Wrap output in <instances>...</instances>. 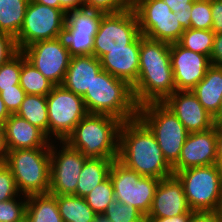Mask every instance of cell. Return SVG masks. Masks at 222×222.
Segmentation results:
<instances>
[{
  "instance_id": "42",
  "label": "cell",
  "mask_w": 222,
  "mask_h": 222,
  "mask_svg": "<svg viewBox=\"0 0 222 222\" xmlns=\"http://www.w3.org/2000/svg\"><path fill=\"white\" fill-rule=\"evenodd\" d=\"M212 65L222 68V33H217L214 36L212 53L210 55Z\"/></svg>"
},
{
  "instance_id": "27",
  "label": "cell",
  "mask_w": 222,
  "mask_h": 222,
  "mask_svg": "<svg viewBox=\"0 0 222 222\" xmlns=\"http://www.w3.org/2000/svg\"><path fill=\"white\" fill-rule=\"evenodd\" d=\"M20 87L26 94L47 96L54 84L29 62L21 51Z\"/></svg>"
},
{
  "instance_id": "3",
  "label": "cell",
  "mask_w": 222,
  "mask_h": 222,
  "mask_svg": "<svg viewBox=\"0 0 222 222\" xmlns=\"http://www.w3.org/2000/svg\"><path fill=\"white\" fill-rule=\"evenodd\" d=\"M123 121L106 114H87L64 140L87 158L118 159Z\"/></svg>"
},
{
  "instance_id": "15",
  "label": "cell",
  "mask_w": 222,
  "mask_h": 222,
  "mask_svg": "<svg viewBox=\"0 0 222 222\" xmlns=\"http://www.w3.org/2000/svg\"><path fill=\"white\" fill-rule=\"evenodd\" d=\"M170 61L177 91H191L212 65L209 56L186 49L178 42L170 44Z\"/></svg>"
},
{
  "instance_id": "29",
  "label": "cell",
  "mask_w": 222,
  "mask_h": 222,
  "mask_svg": "<svg viewBox=\"0 0 222 222\" xmlns=\"http://www.w3.org/2000/svg\"><path fill=\"white\" fill-rule=\"evenodd\" d=\"M215 33L212 29H185L178 43L193 52H197L206 56L211 55L214 43Z\"/></svg>"
},
{
  "instance_id": "19",
  "label": "cell",
  "mask_w": 222,
  "mask_h": 222,
  "mask_svg": "<svg viewBox=\"0 0 222 222\" xmlns=\"http://www.w3.org/2000/svg\"><path fill=\"white\" fill-rule=\"evenodd\" d=\"M2 125L8 151L50 148L52 140L42 130L16 114H11Z\"/></svg>"
},
{
  "instance_id": "46",
  "label": "cell",
  "mask_w": 222,
  "mask_h": 222,
  "mask_svg": "<svg viewBox=\"0 0 222 222\" xmlns=\"http://www.w3.org/2000/svg\"><path fill=\"white\" fill-rule=\"evenodd\" d=\"M84 8V0H59V9L65 13Z\"/></svg>"
},
{
  "instance_id": "5",
  "label": "cell",
  "mask_w": 222,
  "mask_h": 222,
  "mask_svg": "<svg viewBox=\"0 0 222 222\" xmlns=\"http://www.w3.org/2000/svg\"><path fill=\"white\" fill-rule=\"evenodd\" d=\"M138 118L154 134L164 159L173 167L189 135L185 126L162 102H150L139 106Z\"/></svg>"
},
{
  "instance_id": "7",
  "label": "cell",
  "mask_w": 222,
  "mask_h": 222,
  "mask_svg": "<svg viewBox=\"0 0 222 222\" xmlns=\"http://www.w3.org/2000/svg\"><path fill=\"white\" fill-rule=\"evenodd\" d=\"M193 211H216L222 194V171L217 164L192 167L175 173Z\"/></svg>"
},
{
  "instance_id": "16",
  "label": "cell",
  "mask_w": 222,
  "mask_h": 222,
  "mask_svg": "<svg viewBox=\"0 0 222 222\" xmlns=\"http://www.w3.org/2000/svg\"><path fill=\"white\" fill-rule=\"evenodd\" d=\"M217 164V124L208 130L189 133L173 173L192 167Z\"/></svg>"
},
{
  "instance_id": "23",
  "label": "cell",
  "mask_w": 222,
  "mask_h": 222,
  "mask_svg": "<svg viewBox=\"0 0 222 222\" xmlns=\"http://www.w3.org/2000/svg\"><path fill=\"white\" fill-rule=\"evenodd\" d=\"M114 160L107 158H88L80 173L75 196L84 198L97 185L103 182L108 176Z\"/></svg>"
},
{
  "instance_id": "55",
  "label": "cell",
  "mask_w": 222,
  "mask_h": 222,
  "mask_svg": "<svg viewBox=\"0 0 222 222\" xmlns=\"http://www.w3.org/2000/svg\"><path fill=\"white\" fill-rule=\"evenodd\" d=\"M20 222H30L26 217Z\"/></svg>"
},
{
  "instance_id": "26",
  "label": "cell",
  "mask_w": 222,
  "mask_h": 222,
  "mask_svg": "<svg viewBox=\"0 0 222 222\" xmlns=\"http://www.w3.org/2000/svg\"><path fill=\"white\" fill-rule=\"evenodd\" d=\"M59 213L64 222H94L97 214L86 200L75 195H56Z\"/></svg>"
},
{
  "instance_id": "49",
  "label": "cell",
  "mask_w": 222,
  "mask_h": 222,
  "mask_svg": "<svg viewBox=\"0 0 222 222\" xmlns=\"http://www.w3.org/2000/svg\"><path fill=\"white\" fill-rule=\"evenodd\" d=\"M175 14L179 17V23L182 26V28L189 29L190 28V19H191V9L187 10V12L178 11L175 12Z\"/></svg>"
},
{
  "instance_id": "6",
  "label": "cell",
  "mask_w": 222,
  "mask_h": 222,
  "mask_svg": "<svg viewBox=\"0 0 222 222\" xmlns=\"http://www.w3.org/2000/svg\"><path fill=\"white\" fill-rule=\"evenodd\" d=\"M5 164L11 169L21 195L47 194L50 190V148L8 151Z\"/></svg>"
},
{
  "instance_id": "44",
  "label": "cell",
  "mask_w": 222,
  "mask_h": 222,
  "mask_svg": "<svg viewBox=\"0 0 222 222\" xmlns=\"http://www.w3.org/2000/svg\"><path fill=\"white\" fill-rule=\"evenodd\" d=\"M195 212H186L173 217H146V222H189Z\"/></svg>"
},
{
  "instance_id": "12",
  "label": "cell",
  "mask_w": 222,
  "mask_h": 222,
  "mask_svg": "<svg viewBox=\"0 0 222 222\" xmlns=\"http://www.w3.org/2000/svg\"><path fill=\"white\" fill-rule=\"evenodd\" d=\"M140 28L132 7L114 14H104L94 36L93 55L100 59L109 50L129 49Z\"/></svg>"
},
{
  "instance_id": "52",
  "label": "cell",
  "mask_w": 222,
  "mask_h": 222,
  "mask_svg": "<svg viewBox=\"0 0 222 222\" xmlns=\"http://www.w3.org/2000/svg\"><path fill=\"white\" fill-rule=\"evenodd\" d=\"M94 222H110L106 217L103 215H97Z\"/></svg>"
},
{
  "instance_id": "53",
  "label": "cell",
  "mask_w": 222,
  "mask_h": 222,
  "mask_svg": "<svg viewBox=\"0 0 222 222\" xmlns=\"http://www.w3.org/2000/svg\"><path fill=\"white\" fill-rule=\"evenodd\" d=\"M222 123V99H221V104L219 108V124Z\"/></svg>"
},
{
  "instance_id": "13",
  "label": "cell",
  "mask_w": 222,
  "mask_h": 222,
  "mask_svg": "<svg viewBox=\"0 0 222 222\" xmlns=\"http://www.w3.org/2000/svg\"><path fill=\"white\" fill-rule=\"evenodd\" d=\"M65 141L50 143V190L52 195H74L83 165L87 160Z\"/></svg>"
},
{
  "instance_id": "22",
  "label": "cell",
  "mask_w": 222,
  "mask_h": 222,
  "mask_svg": "<svg viewBox=\"0 0 222 222\" xmlns=\"http://www.w3.org/2000/svg\"><path fill=\"white\" fill-rule=\"evenodd\" d=\"M206 111L219 124V108L222 99V68L211 65L205 77L191 90Z\"/></svg>"
},
{
  "instance_id": "32",
  "label": "cell",
  "mask_w": 222,
  "mask_h": 222,
  "mask_svg": "<svg viewBox=\"0 0 222 222\" xmlns=\"http://www.w3.org/2000/svg\"><path fill=\"white\" fill-rule=\"evenodd\" d=\"M84 199L88 206L97 214L103 215L106 208L115 200L114 188L110 177L97 185Z\"/></svg>"
},
{
  "instance_id": "45",
  "label": "cell",
  "mask_w": 222,
  "mask_h": 222,
  "mask_svg": "<svg viewBox=\"0 0 222 222\" xmlns=\"http://www.w3.org/2000/svg\"><path fill=\"white\" fill-rule=\"evenodd\" d=\"M171 9L172 12H187L192 9L194 0H163Z\"/></svg>"
},
{
  "instance_id": "35",
  "label": "cell",
  "mask_w": 222,
  "mask_h": 222,
  "mask_svg": "<svg viewBox=\"0 0 222 222\" xmlns=\"http://www.w3.org/2000/svg\"><path fill=\"white\" fill-rule=\"evenodd\" d=\"M190 17V28L212 29L211 0H194Z\"/></svg>"
},
{
  "instance_id": "39",
  "label": "cell",
  "mask_w": 222,
  "mask_h": 222,
  "mask_svg": "<svg viewBox=\"0 0 222 222\" xmlns=\"http://www.w3.org/2000/svg\"><path fill=\"white\" fill-rule=\"evenodd\" d=\"M25 95L26 93L20 85H14V88L4 89L0 92V97L11 114H15L18 111Z\"/></svg>"
},
{
  "instance_id": "43",
  "label": "cell",
  "mask_w": 222,
  "mask_h": 222,
  "mask_svg": "<svg viewBox=\"0 0 222 222\" xmlns=\"http://www.w3.org/2000/svg\"><path fill=\"white\" fill-rule=\"evenodd\" d=\"M189 222H222V218L217 210L196 211Z\"/></svg>"
},
{
  "instance_id": "41",
  "label": "cell",
  "mask_w": 222,
  "mask_h": 222,
  "mask_svg": "<svg viewBox=\"0 0 222 222\" xmlns=\"http://www.w3.org/2000/svg\"><path fill=\"white\" fill-rule=\"evenodd\" d=\"M212 30L215 34L222 33V0H211Z\"/></svg>"
},
{
  "instance_id": "8",
  "label": "cell",
  "mask_w": 222,
  "mask_h": 222,
  "mask_svg": "<svg viewBox=\"0 0 222 222\" xmlns=\"http://www.w3.org/2000/svg\"><path fill=\"white\" fill-rule=\"evenodd\" d=\"M46 100L49 138L52 141H64L88 114L84 100L82 96L71 92L63 85H54Z\"/></svg>"
},
{
  "instance_id": "48",
  "label": "cell",
  "mask_w": 222,
  "mask_h": 222,
  "mask_svg": "<svg viewBox=\"0 0 222 222\" xmlns=\"http://www.w3.org/2000/svg\"><path fill=\"white\" fill-rule=\"evenodd\" d=\"M217 165L222 171V124H217Z\"/></svg>"
},
{
  "instance_id": "38",
  "label": "cell",
  "mask_w": 222,
  "mask_h": 222,
  "mask_svg": "<svg viewBox=\"0 0 222 222\" xmlns=\"http://www.w3.org/2000/svg\"><path fill=\"white\" fill-rule=\"evenodd\" d=\"M132 0H84V8L114 14L131 7Z\"/></svg>"
},
{
  "instance_id": "21",
  "label": "cell",
  "mask_w": 222,
  "mask_h": 222,
  "mask_svg": "<svg viewBox=\"0 0 222 222\" xmlns=\"http://www.w3.org/2000/svg\"><path fill=\"white\" fill-rule=\"evenodd\" d=\"M101 70L100 59L94 55L73 56L70 58L62 85L71 92L83 96Z\"/></svg>"
},
{
  "instance_id": "1",
  "label": "cell",
  "mask_w": 222,
  "mask_h": 222,
  "mask_svg": "<svg viewBox=\"0 0 222 222\" xmlns=\"http://www.w3.org/2000/svg\"><path fill=\"white\" fill-rule=\"evenodd\" d=\"M132 89L138 106L163 102L176 91L170 43L140 34L139 76Z\"/></svg>"
},
{
  "instance_id": "25",
  "label": "cell",
  "mask_w": 222,
  "mask_h": 222,
  "mask_svg": "<svg viewBox=\"0 0 222 222\" xmlns=\"http://www.w3.org/2000/svg\"><path fill=\"white\" fill-rule=\"evenodd\" d=\"M30 124L42 130L49 137V120L46 96L26 94L20 108L15 113Z\"/></svg>"
},
{
  "instance_id": "50",
  "label": "cell",
  "mask_w": 222,
  "mask_h": 222,
  "mask_svg": "<svg viewBox=\"0 0 222 222\" xmlns=\"http://www.w3.org/2000/svg\"><path fill=\"white\" fill-rule=\"evenodd\" d=\"M11 115V113L6 108V105L2 98L0 97V124L2 125Z\"/></svg>"
},
{
  "instance_id": "30",
  "label": "cell",
  "mask_w": 222,
  "mask_h": 222,
  "mask_svg": "<svg viewBox=\"0 0 222 222\" xmlns=\"http://www.w3.org/2000/svg\"><path fill=\"white\" fill-rule=\"evenodd\" d=\"M104 13L92 9L82 8L66 13L64 30H78L97 32L100 20Z\"/></svg>"
},
{
  "instance_id": "33",
  "label": "cell",
  "mask_w": 222,
  "mask_h": 222,
  "mask_svg": "<svg viewBox=\"0 0 222 222\" xmlns=\"http://www.w3.org/2000/svg\"><path fill=\"white\" fill-rule=\"evenodd\" d=\"M103 216L110 222H146V217L137 208L116 199L110 202Z\"/></svg>"
},
{
  "instance_id": "11",
  "label": "cell",
  "mask_w": 222,
  "mask_h": 222,
  "mask_svg": "<svg viewBox=\"0 0 222 222\" xmlns=\"http://www.w3.org/2000/svg\"><path fill=\"white\" fill-rule=\"evenodd\" d=\"M66 13L51 6L29 1L23 25L15 37L20 51L42 40H51L63 36Z\"/></svg>"
},
{
  "instance_id": "17",
  "label": "cell",
  "mask_w": 222,
  "mask_h": 222,
  "mask_svg": "<svg viewBox=\"0 0 222 222\" xmlns=\"http://www.w3.org/2000/svg\"><path fill=\"white\" fill-rule=\"evenodd\" d=\"M162 103L172 111L189 133L205 131L217 124L190 90H176Z\"/></svg>"
},
{
  "instance_id": "24",
  "label": "cell",
  "mask_w": 222,
  "mask_h": 222,
  "mask_svg": "<svg viewBox=\"0 0 222 222\" xmlns=\"http://www.w3.org/2000/svg\"><path fill=\"white\" fill-rule=\"evenodd\" d=\"M26 218L30 222H64L56 195L49 193L27 196Z\"/></svg>"
},
{
  "instance_id": "10",
  "label": "cell",
  "mask_w": 222,
  "mask_h": 222,
  "mask_svg": "<svg viewBox=\"0 0 222 222\" xmlns=\"http://www.w3.org/2000/svg\"><path fill=\"white\" fill-rule=\"evenodd\" d=\"M109 177L114 188L115 199L137 208L145 217L148 215L159 179L141 176L114 160Z\"/></svg>"
},
{
  "instance_id": "4",
  "label": "cell",
  "mask_w": 222,
  "mask_h": 222,
  "mask_svg": "<svg viewBox=\"0 0 222 222\" xmlns=\"http://www.w3.org/2000/svg\"><path fill=\"white\" fill-rule=\"evenodd\" d=\"M88 114H106L121 121L138 117L132 86L101 70L82 96Z\"/></svg>"
},
{
  "instance_id": "36",
  "label": "cell",
  "mask_w": 222,
  "mask_h": 222,
  "mask_svg": "<svg viewBox=\"0 0 222 222\" xmlns=\"http://www.w3.org/2000/svg\"><path fill=\"white\" fill-rule=\"evenodd\" d=\"M21 72V51L0 66V92L19 85Z\"/></svg>"
},
{
  "instance_id": "37",
  "label": "cell",
  "mask_w": 222,
  "mask_h": 222,
  "mask_svg": "<svg viewBox=\"0 0 222 222\" xmlns=\"http://www.w3.org/2000/svg\"><path fill=\"white\" fill-rule=\"evenodd\" d=\"M20 195L11 169L0 163V202L13 199Z\"/></svg>"
},
{
  "instance_id": "54",
  "label": "cell",
  "mask_w": 222,
  "mask_h": 222,
  "mask_svg": "<svg viewBox=\"0 0 222 222\" xmlns=\"http://www.w3.org/2000/svg\"><path fill=\"white\" fill-rule=\"evenodd\" d=\"M222 218V194H221V200H220V204H219V208L217 210Z\"/></svg>"
},
{
  "instance_id": "34",
  "label": "cell",
  "mask_w": 222,
  "mask_h": 222,
  "mask_svg": "<svg viewBox=\"0 0 222 222\" xmlns=\"http://www.w3.org/2000/svg\"><path fill=\"white\" fill-rule=\"evenodd\" d=\"M27 196L0 202V222H20L26 217Z\"/></svg>"
},
{
  "instance_id": "51",
  "label": "cell",
  "mask_w": 222,
  "mask_h": 222,
  "mask_svg": "<svg viewBox=\"0 0 222 222\" xmlns=\"http://www.w3.org/2000/svg\"><path fill=\"white\" fill-rule=\"evenodd\" d=\"M36 3H40L46 6H51L54 8H59V0H32Z\"/></svg>"
},
{
  "instance_id": "18",
  "label": "cell",
  "mask_w": 222,
  "mask_h": 222,
  "mask_svg": "<svg viewBox=\"0 0 222 222\" xmlns=\"http://www.w3.org/2000/svg\"><path fill=\"white\" fill-rule=\"evenodd\" d=\"M190 209L179 178L172 174L159 180L149 213L146 217H173Z\"/></svg>"
},
{
  "instance_id": "2",
  "label": "cell",
  "mask_w": 222,
  "mask_h": 222,
  "mask_svg": "<svg viewBox=\"0 0 222 222\" xmlns=\"http://www.w3.org/2000/svg\"><path fill=\"white\" fill-rule=\"evenodd\" d=\"M117 160L141 176L160 180L174 174L154 134L138 117L121 125Z\"/></svg>"
},
{
  "instance_id": "20",
  "label": "cell",
  "mask_w": 222,
  "mask_h": 222,
  "mask_svg": "<svg viewBox=\"0 0 222 222\" xmlns=\"http://www.w3.org/2000/svg\"><path fill=\"white\" fill-rule=\"evenodd\" d=\"M140 35L129 44V49L109 50L100 58L102 70L133 86L139 76Z\"/></svg>"
},
{
  "instance_id": "40",
  "label": "cell",
  "mask_w": 222,
  "mask_h": 222,
  "mask_svg": "<svg viewBox=\"0 0 222 222\" xmlns=\"http://www.w3.org/2000/svg\"><path fill=\"white\" fill-rule=\"evenodd\" d=\"M19 51L16 38L0 30V66L13 58Z\"/></svg>"
},
{
  "instance_id": "9",
  "label": "cell",
  "mask_w": 222,
  "mask_h": 222,
  "mask_svg": "<svg viewBox=\"0 0 222 222\" xmlns=\"http://www.w3.org/2000/svg\"><path fill=\"white\" fill-rule=\"evenodd\" d=\"M131 7L143 36L170 44L180 40L184 29L179 17L163 0H132Z\"/></svg>"
},
{
  "instance_id": "47",
  "label": "cell",
  "mask_w": 222,
  "mask_h": 222,
  "mask_svg": "<svg viewBox=\"0 0 222 222\" xmlns=\"http://www.w3.org/2000/svg\"><path fill=\"white\" fill-rule=\"evenodd\" d=\"M8 155V148L5 140L3 125H0V163H5Z\"/></svg>"
},
{
  "instance_id": "31",
  "label": "cell",
  "mask_w": 222,
  "mask_h": 222,
  "mask_svg": "<svg viewBox=\"0 0 222 222\" xmlns=\"http://www.w3.org/2000/svg\"><path fill=\"white\" fill-rule=\"evenodd\" d=\"M97 32L64 30L63 37L71 57L93 55L94 36Z\"/></svg>"
},
{
  "instance_id": "14",
  "label": "cell",
  "mask_w": 222,
  "mask_h": 222,
  "mask_svg": "<svg viewBox=\"0 0 222 222\" xmlns=\"http://www.w3.org/2000/svg\"><path fill=\"white\" fill-rule=\"evenodd\" d=\"M22 52L54 85H62L71 58L63 36L37 41L25 47Z\"/></svg>"
},
{
  "instance_id": "28",
  "label": "cell",
  "mask_w": 222,
  "mask_h": 222,
  "mask_svg": "<svg viewBox=\"0 0 222 222\" xmlns=\"http://www.w3.org/2000/svg\"><path fill=\"white\" fill-rule=\"evenodd\" d=\"M30 0H0V30L16 37Z\"/></svg>"
}]
</instances>
